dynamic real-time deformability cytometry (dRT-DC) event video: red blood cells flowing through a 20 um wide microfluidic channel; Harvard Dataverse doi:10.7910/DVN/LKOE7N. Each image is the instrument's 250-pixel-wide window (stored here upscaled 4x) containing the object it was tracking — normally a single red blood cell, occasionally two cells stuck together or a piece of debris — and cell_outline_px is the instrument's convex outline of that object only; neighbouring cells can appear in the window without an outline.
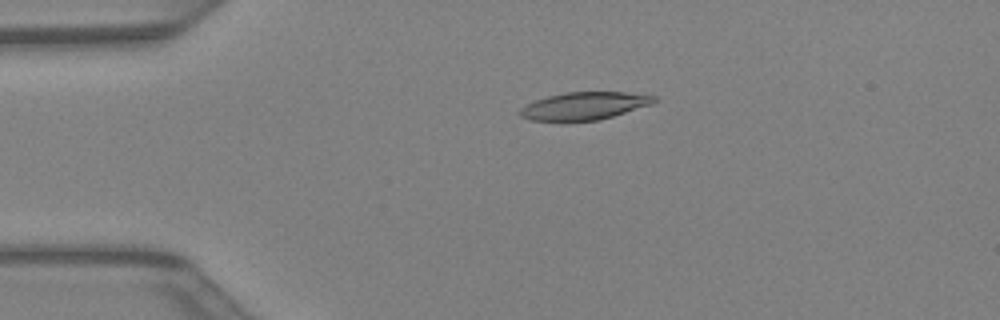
{"species": "Egyptian fruit bat (a non-hibernating species)", "species_latin": "Rousettus aegyptiacus", "temperature_condition": "warm", "stored_images_in_passage": 41, "camera_frame_rate_fps": 3000, "um_per_image_px": 0.085, "animal": {"sex": "female"}, "frame": {"image": 1, "passage_image": 8, "time_ms": 2.333, "image_size_px": [1000, 320], "cell_outline_px": [[656, 100], [652, 104], [600, 120], [532, 120], [520, 116], [520, 108], [536, 100], [548, 96], [564, 92], [628, 92], [656, 96]], "centroid_in_image_um": [49.7, 8.98], "position_along_channel_um": 35.3, "area_um2": 21.27}}
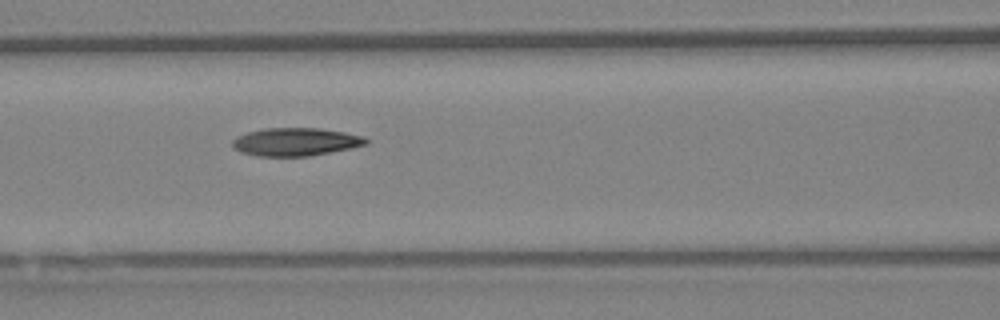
{"frame": {"image": 2, "passage_image": 17, "time_ms": 5.333, "image_size_px": [1000, 320], "cell_outline_px": [[368, 144], [352, 148], [308, 156], [256, 156], [240, 152], [232, 148], [232, 140], [236, 136], [248, 132], [264, 128], [320, 128], [344, 132], [364, 136], [368, 140]], "centroid_in_image_um": [25.11, 12.06], "position_along_channel_um": 141.5, "area_um2": 21.96}}
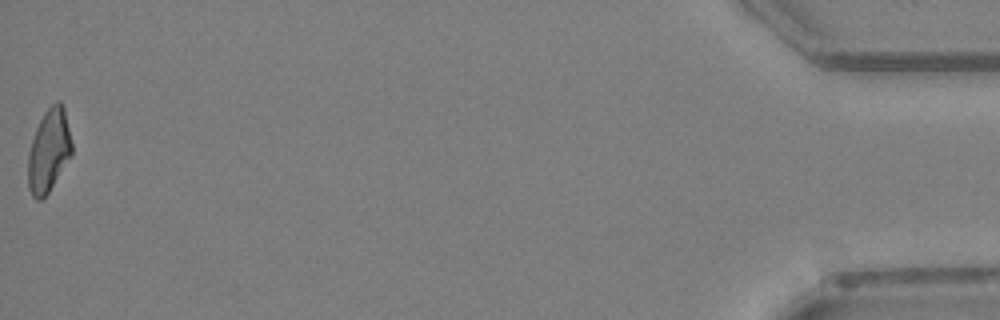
{"frame": {"image": 3, "passage_image": 41, "time_ms": 13.333, "image_size_px": [1000, 320], "cell_outline_px": [[72, 156], [48, 192], [40, 200], [36, 200], [32, 196], [28, 188], [28, 152], [36, 128], [44, 112], [56, 100], [60, 100], [64, 108], [72, 144]], "centroid_in_image_um": [4.15, 12.81], "position_along_channel_um": 431.1, "area_um2": 21.15}}